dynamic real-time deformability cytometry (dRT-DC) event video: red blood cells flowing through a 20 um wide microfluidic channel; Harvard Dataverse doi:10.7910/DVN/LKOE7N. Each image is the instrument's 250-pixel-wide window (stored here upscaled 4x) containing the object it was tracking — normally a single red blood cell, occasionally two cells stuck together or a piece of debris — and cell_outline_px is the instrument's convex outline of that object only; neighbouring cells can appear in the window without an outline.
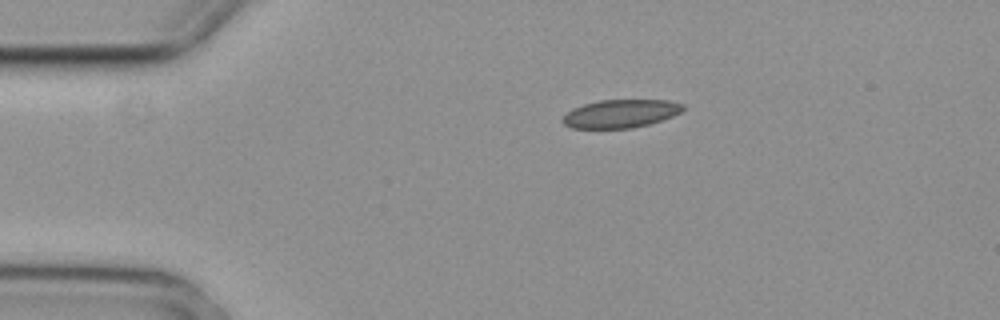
{"species": "common noctule bat (a hibernating species)", "species_latin": "Nyctalus noctula", "temperature_condition": "cold", "stored_images_in_passage": 2, "camera_frame_rate_fps": 3000, "um_per_image_px": 0.085, "animal": {"sex": "female", "body_mass_g": 29.2, "forearm_length_mm": 56.3}, "frame": {"image": 1, "passage_image": 1, "time_ms": 0.0, "image_size_px": [1000, 320], "cell_outline_px": [[684, 108], [680, 112], [672, 116], [648, 124], [628, 128], [572, 128], [564, 124], [560, 120], [572, 108], [584, 104], [600, 100], [668, 100], [684, 104]], "centroid_in_image_um": [52.73, 9.65], "position_along_channel_um": 32.3, "area_um2": 19.59}}